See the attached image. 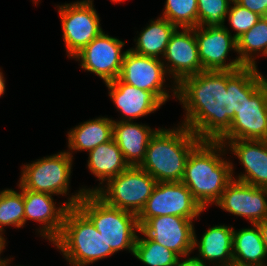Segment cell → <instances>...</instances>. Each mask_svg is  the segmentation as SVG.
<instances>
[{"label":"cell","instance_id":"1","mask_svg":"<svg viewBox=\"0 0 267 266\" xmlns=\"http://www.w3.org/2000/svg\"><path fill=\"white\" fill-rule=\"evenodd\" d=\"M267 81L257 67L235 71H202L177 85V100L186 111L180 125L200 140L217 141L239 108Z\"/></svg>","mask_w":267,"mask_h":266},{"label":"cell","instance_id":"2","mask_svg":"<svg viewBox=\"0 0 267 266\" xmlns=\"http://www.w3.org/2000/svg\"><path fill=\"white\" fill-rule=\"evenodd\" d=\"M226 147L219 141L201 140L190 152L181 180L206 210L221 197L234 176V164L223 158Z\"/></svg>","mask_w":267,"mask_h":266},{"label":"cell","instance_id":"3","mask_svg":"<svg viewBox=\"0 0 267 266\" xmlns=\"http://www.w3.org/2000/svg\"><path fill=\"white\" fill-rule=\"evenodd\" d=\"M174 128H158L139 166L157 182H181L189 154L201 141L184 125Z\"/></svg>","mask_w":267,"mask_h":266},{"label":"cell","instance_id":"4","mask_svg":"<svg viewBox=\"0 0 267 266\" xmlns=\"http://www.w3.org/2000/svg\"><path fill=\"white\" fill-rule=\"evenodd\" d=\"M94 224L107 244V257L128 250L133 255L140 227L135 213L105 203L95 193H85L76 205Z\"/></svg>","mask_w":267,"mask_h":266},{"label":"cell","instance_id":"5","mask_svg":"<svg viewBox=\"0 0 267 266\" xmlns=\"http://www.w3.org/2000/svg\"><path fill=\"white\" fill-rule=\"evenodd\" d=\"M52 244L70 266H87L107 258L106 241L77 206L66 211L61 233Z\"/></svg>","mask_w":267,"mask_h":266},{"label":"cell","instance_id":"6","mask_svg":"<svg viewBox=\"0 0 267 266\" xmlns=\"http://www.w3.org/2000/svg\"><path fill=\"white\" fill-rule=\"evenodd\" d=\"M157 181L139 166L108 180L95 194L110 206L138 215L151 196Z\"/></svg>","mask_w":267,"mask_h":266},{"label":"cell","instance_id":"7","mask_svg":"<svg viewBox=\"0 0 267 266\" xmlns=\"http://www.w3.org/2000/svg\"><path fill=\"white\" fill-rule=\"evenodd\" d=\"M73 157L67 151L42 157L22 166L19 184L35 192L67 196Z\"/></svg>","mask_w":267,"mask_h":266},{"label":"cell","instance_id":"8","mask_svg":"<svg viewBox=\"0 0 267 266\" xmlns=\"http://www.w3.org/2000/svg\"><path fill=\"white\" fill-rule=\"evenodd\" d=\"M68 58H73L103 29L93 0H81L57 5Z\"/></svg>","mask_w":267,"mask_h":266},{"label":"cell","instance_id":"9","mask_svg":"<svg viewBox=\"0 0 267 266\" xmlns=\"http://www.w3.org/2000/svg\"><path fill=\"white\" fill-rule=\"evenodd\" d=\"M18 187L23 192L24 201V225L26 221L32 220L39 222L42 227L37 229L39 235L49 242H54L60 235L66 211L69 207L76 206L85 193H90L91 188L83 187L74 195L68 197L66 202L56 207V202L52 194L35 192L23 188L20 184Z\"/></svg>","mask_w":267,"mask_h":266},{"label":"cell","instance_id":"10","mask_svg":"<svg viewBox=\"0 0 267 266\" xmlns=\"http://www.w3.org/2000/svg\"><path fill=\"white\" fill-rule=\"evenodd\" d=\"M205 211L182 182H157L144 208L137 215L139 227L157 216H179L198 219Z\"/></svg>","mask_w":267,"mask_h":266},{"label":"cell","instance_id":"11","mask_svg":"<svg viewBox=\"0 0 267 266\" xmlns=\"http://www.w3.org/2000/svg\"><path fill=\"white\" fill-rule=\"evenodd\" d=\"M126 42L101 32L73 58L80 67L100 77L104 84L119 77L126 51Z\"/></svg>","mask_w":267,"mask_h":266},{"label":"cell","instance_id":"12","mask_svg":"<svg viewBox=\"0 0 267 266\" xmlns=\"http://www.w3.org/2000/svg\"><path fill=\"white\" fill-rule=\"evenodd\" d=\"M166 71L170 79H173L172 91L177 97V85L185 78L196 75L204 69L198 53V45L194 28H179L171 36L162 57Z\"/></svg>","mask_w":267,"mask_h":266},{"label":"cell","instance_id":"13","mask_svg":"<svg viewBox=\"0 0 267 266\" xmlns=\"http://www.w3.org/2000/svg\"><path fill=\"white\" fill-rule=\"evenodd\" d=\"M194 32L204 71H235L245 67L238 57L226 62L231 50L237 52V41L225 25L197 26Z\"/></svg>","mask_w":267,"mask_h":266},{"label":"cell","instance_id":"14","mask_svg":"<svg viewBox=\"0 0 267 266\" xmlns=\"http://www.w3.org/2000/svg\"><path fill=\"white\" fill-rule=\"evenodd\" d=\"M238 139L267 140V81L245 99L230 128L217 141L225 145Z\"/></svg>","mask_w":267,"mask_h":266},{"label":"cell","instance_id":"15","mask_svg":"<svg viewBox=\"0 0 267 266\" xmlns=\"http://www.w3.org/2000/svg\"><path fill=\"white\" fill-rule=\"evenodd\" d=\"M166 75L168 73L161 59L142 56L128 49L118 78L138 89L153 92L165 104L171 97L167 85H164Z\"/></svg>","mask_w":267,"mask_h":266},{"label":"cell","instance_id":"16","mask_svg":"<svg viewBox=\"0 0 267 266\" xmlns=\"http://www.w3.org/2000/svg\"><path fill=\"white\" fill-rule=\"evenodd\" d=\"M215 205L258 224L267 218V188L232 179Z\"/></svg>","mask_w":267,"mask_h":266},{"label":"cell","instance_id":"17","mask_svg":"<svg viewBox=\"0 0 267 266\" xmlns=\"http://www.w3.org/2000/svg\"><path fill=\"white\" fill-rule=\"evenodd\" d=\"M193 221L194 219L172 215L157 216L148 219L140 230L152 241L184 258L194 251Z\"/></svg>","mask_w":267,"mask_h":266},{"label":"cell","instance_id":"18","mask_svg":"<svg viewBox=\"0 0 267 266\" xmlns=\"http://www.w3.org/2000/svg\"><path fill=\"white\" fill-rule=\"evenodd\" d=\"M108 94L117 111L121 112L120 121H134L161 108L164 104L153 92L138 89L122 82L119 78L105 83Z\"/></svg>","mask_w":267,"mask_h":266},{"label":"cell","instance_id":"19","mask_svg":"<svg viewBox=\"0 0 267 266\" xmlns=\"http://www.w3.org/2000/svg\"><path fill=\"white\" fill-rule=\"evenodd\" d=\"M225 147L237 156L245 170L233 179L267 188V140L238 139L227 142Z\"/></svg>","mask_w":267,"mask_h":266},{"label":"cell","instance_id":"20","mask_svg":"<svg viewBox=\"0 0 267 266\" xmlns=\"http://www.w3.org/2000/svg\"><path fill=\"white\" fill-rule=\"evenodd\" d=\"M233 231L234 227L215 225L208 228L199 240L194 229L193 250L199 252L196 257L203 263L209 261L213 266H233Z\"/></svg>","mask_w":267,"mask_h":266},{"label":"cell","instance_id":"21","mask_svg":"<svg viewBox=\"0 0 267 266\" xmlns=\"http://www.w3.org/2000/svg\"><path fill=\"white\" fill-rule=\"evenodd\" d=\"M158 129L133 121L113 120V139L129 166H140L150 138Z\"/></svg>","mask_w":267,"mask_h":266},{"label":"cell","instance_id":"22","mask_svg":"<svg viewBox=\"0 0 267 266\" xmlns=\"http://www.w3.org/2000/svg\"><path fill=\"white\" fill-rule=\"evenodd\" d=\"M88 154L87 168L101 181L98 187L90 189V193H95L104 182L106 183L130 167L113 138L98 145Z\"/></svg>","mask_w":267,"mask_h":266},{"label":"cell","instance_id":"23","mask_svg":"<svg viewBox=\"0 0 267 266\" xmlns=\"http://www.w3.org/2000/svg\"><path fill=\"white\" fill-rule=\"evenodd\" d=\"M67 136L68 150L66 151L72 157L73 151L90 152L113 138V119L103 116L89 119L70 129Z\"/></svg>","mask_w":267,"mask_h":266},{"label":"cell","instance_id":"24","mask_svg":"<svg viewBox=\"0 0 267 266\" xmlns=\"http://www.w3.org/2000/svg\"><path fill=\"white\" fill-rule=\"evenodd\" d=\"M233 231V266H267V252L258 224Z\"/></svg>","mask_w":267,"mask_h":266},{"label":"cell","instance_id":"25","mask_svg":"<svg viewBox=\"0 0 267 266\" xmlns=\"http://www.w3.org/2000/svg\"><path fill=\"white\" fill-rule=\"evenodd\" d=\"M149 23L134 39L135 48H130V50L142 56L162 59L166 46L178 27L160 16L155 20H150Z\"/></svg>","mask_w":267,"mask_h":266},{"label":"cell","instance_id":"26","mask_svg":"<svg viewBox=\"0 0 267 266\" xmlns=\"http://www.w3.org/2000/svg\"><path fill=\"white\" fill-rule=\"evenodd\" d=\"M237 41V54L245 67H258L256 56L267 54V16L259 21L247 32L243 33ZM259 53V55H258ZM255 55V56H254Z\"/></svg>","mask_w":267,"mask_h":266},{"label":"cell","instance_id":"27","mask_svg":"<svg viewBox=\"0 0 267 266\" xmlns=\"http://www.w3.org/2000/svg\"><path fill=\"white\" fill-rule=\"evenodd\" d=\"M137 236L133 255L147 266H176L179 256L172 250L152 241L141 230Z\"/></svg>","mask_w":267,"mask_h":266},{"label":"cell","instance_id":"28","mask_svg":"<svg viewBox=\"0 0 267 266\" xmlns=\"http://www.w3.org/2000/svg\"><path fill=\"white\" fill-rule=\"evenodd\" d=\"M14 189L0 191V238L6 242L4 234L5 226L24 228V201L23 192Z\"/></svg>","mask_w":267,"mask_h":266},{"label":"cell","instance_id":"29","mask_svg":"<svg viewBox=\"0 0 267 266\" xmlns=\"http://www.w3.org/2000/svg\"><path fill=\"white\" fill-rule=\"evenodd\" d=\"M161 17L180 28L198 26V0H166Z\"/></svg>","mask_w":267,"mask_h":266},{"label":"cell","instance_id":"30","mask_svg":"<svg viewBox=\"0 0 267 266\" xmlns=\"http://www.w3.org/2000/svg\"><path fill=\"white\" fill-rule=\"evenodd\" d=\"M233 0H198V26H224Z\"/></svg>","mask_w":267,"mask_h":266},{"label":"cell","instance_id":"31","mask_svg":"<svg viewBox=\"0 0 267 266\" xmlns=\"http://www.w3.org/2000/svg\"><path fill=\"white\" fill-rule=\"evenodd\" d=\"M227 17L231 29L235 31L233 34L235 39L250 30L261 18L260 15L239 5L235 0L232 1Z\"/></svg>","mask_w":267,"mask_h":266},{"label":"cell","instance_id":"32","mask_svg":"<svg viewBox=\"0 0 267 266\" xmlns=\"http://www.w3.org/2000/svg\"><path fill=\"white\" fill-rule=\"evenodd\" d=\"M239 5L257 13L261 17L267 16V0H235Z\"/></svg>","mask_w":267,"mask_h":266},{"label":"cell","instance_id":"33","mask_svg":"<svg viewBox=\"0 0 267 266\" xmlns=\"http://www.w3.org/2000/svg\"><path fill=\"white\" fill-rule=\"evenodd\" d=\"M184 257L185 260H182L181 257H179L176 266H210L206 263H203L199 258L195 256L190 257V254Z\"/></svg>","mask_w":267,"mask_h":266},{"label":"cell","instance_id":"34","mask_svg":"<svg viewBox=\"0 0 267 266\" xmlns=\"http://www.w3.org/2000/svg\"><path fill=\"white\" fill-rule=\"evenodd\" d=\"M258 226L260 228L262 239L264 241L265 249L267 252V218L258 223Z\"/></svg>","mask_w":267,"mask_h":266},{"label":"cell","instance_id":"35","mask_svg":"<svg viewBox=\"0 0 267 266\" xmlns=\"http://www.w3.org/2000/svg\"><path fill=\"white\" fill-rule=\"evenodd\" d=\"M4 74H3V72L1 71V69H0V97L1 96H3L4 94H5V78H4V76H3Z\"/></svg>","mask_w":267,"mask_h":266},{"label":"cell","instance_id":"36","mask_svg":"<svg viewBox=\"0 0 267 266\" xmlns=\"http://www.w3.org/2000/svg\"><path fill=\"white\" fill-rule=\"evenodd\" d=\"M11 261H13V260H11V259H9V258H0V266H11V265H9V264H11L10 262ZM18 266V265H17ZM21 266V265H20ZM23 266V265H22Z\"/></svg>","mask_w":267,"mask_h":266},{"label":"cell","instance_id":"37","mask_svg":"<svg viewBox=\"0 0 267 266\" xmlns=\"http://www.w3.org/2000/svg\"><path fill=\"white\" fill-rule=\"evenodd\" d=\"M6 247V242L0 238V255ZM1 257V256H0Z\"/></svg>","mask_w":267,"mask_h":266},{"label":"cell","instance_id":"38","mask_svg":"<svg viewBox=\"0 0 267 266\" xmlns=\"http://www.w3.org/2000/svg\"><path fill=\"white\" fill-rule=\"evenodd\" d=\"M122 1H124V0H111V2H114V3H118V2H119V4H120Z\"/></svg>","mask_w":267,"mask_h":266},{"label":"cell","instance_id":"39","mask_svg":"<svg viewBox=\"0 0 267 266\" xmlns=\"http://www.w3.org/2000/svg\"><path fill=\"white\" fill-rule=\"evenodd\" d=\"M32 1L34 2V4L37 5L40 0H32Z\"/></svg>","mask_w":267,"mask_h":266}]
</instances>
